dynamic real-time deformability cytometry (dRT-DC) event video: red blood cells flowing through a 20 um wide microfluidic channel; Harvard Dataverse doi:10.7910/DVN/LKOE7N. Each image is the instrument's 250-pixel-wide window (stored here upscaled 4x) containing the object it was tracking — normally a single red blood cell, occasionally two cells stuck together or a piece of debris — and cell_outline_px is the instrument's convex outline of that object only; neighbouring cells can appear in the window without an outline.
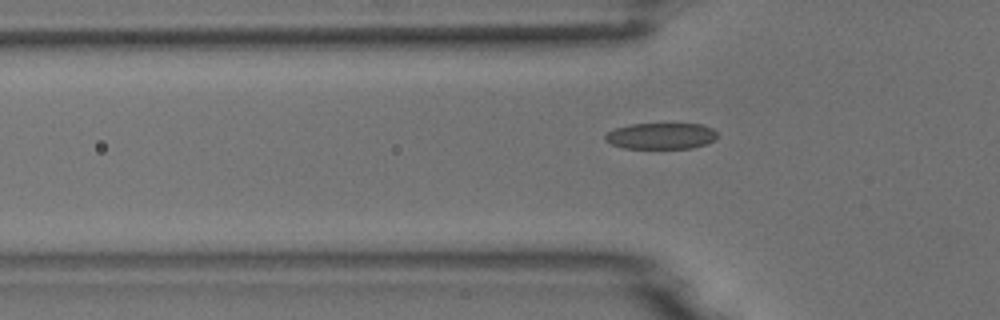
{"species": "common noctule bat (a hibernating species)", "species_latin": "Nyctalus noctula", "temperature_condition": "room temperature", "stored_images_in_passage": 39, "camera_frame_rate_fps": 3000, "um_per_image_px": 0.085, "animal": {"sex": "male", "body_mass_g": 18.8}, "frame": {"image": 1, "passage_image": 2, "time_ms": 0.333, "image_size_px": [1000, 320], "cell_outline_px": [[716, 140], [692, 148], [624, 148], [612, 144], [604, 140], [604, 136], [608, 132], [616, 128], [632, 124], [704, 124], [712, 128], [716, 132]], "centroid_in_image_um": [56.19, 11.55], "position_along_channel_um": 69.6, "area_um2": 17.05}}
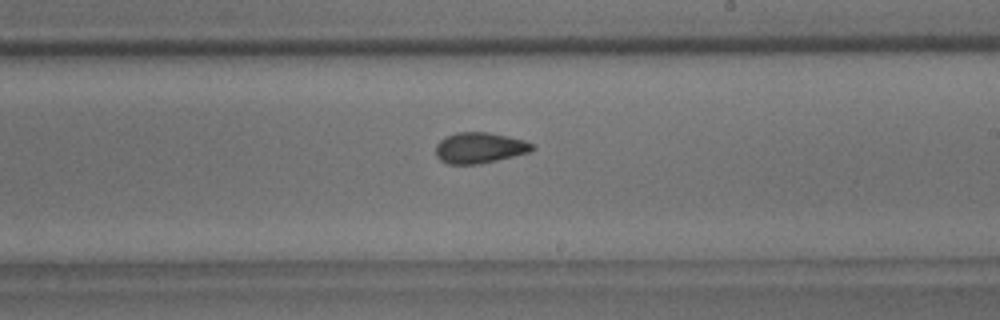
{"frame": {"image": 2, "passage_image": 16, "time_ms": 5.0, "image_size_px": [1000, 320], "cell_outline_px": [[536, 148], [528, 152], [480, 164], [448, 164], [440, 160], [436, 156], [436, 144], [444, 136], [456, 132], [488, 132], [524, 140], [532, 144]], "centroid_in_image_um": [40.72, 12.56], "position_along_channel_um": 248.3, "area_um2": 17.28}}
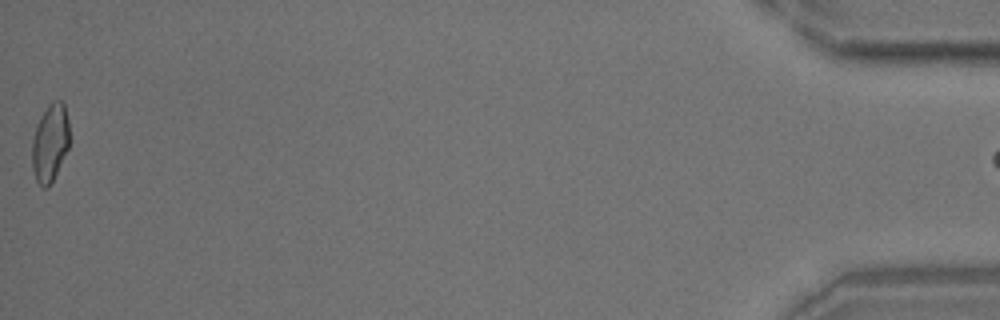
{"frame": {"image": 3, "passage_image": 38, "time_ms": 12.333, "image_size_px": [1000, 320], "cell_outline_px": [[68, 148], [48, 188], [44, 188], [36, 180], [32, 168], [32, 136], [36, 124], [40, 116], [48, 104], [52, 100], [60, 100], [64, 104], [68, 120]], "centroid_in_image_um": [4.22, 12.1], "position_along_channel_um": 431.0, "area_um2": 16.88}}